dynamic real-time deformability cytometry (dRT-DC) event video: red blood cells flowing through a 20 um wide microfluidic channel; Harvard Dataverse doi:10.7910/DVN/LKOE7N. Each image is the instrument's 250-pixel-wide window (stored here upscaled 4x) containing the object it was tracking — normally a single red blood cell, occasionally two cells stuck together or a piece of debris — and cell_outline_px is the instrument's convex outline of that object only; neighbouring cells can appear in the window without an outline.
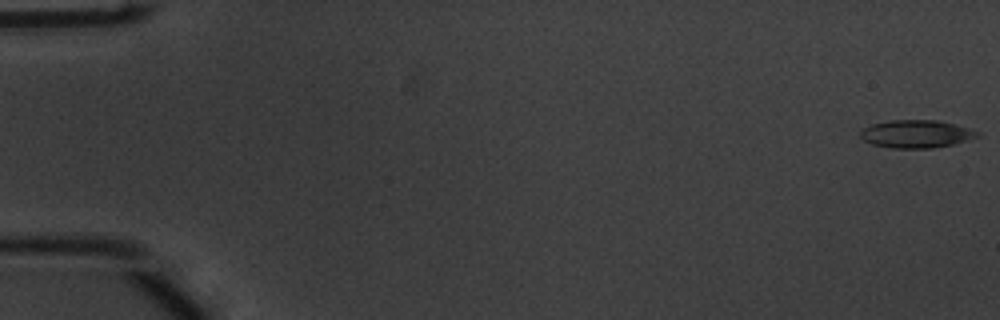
{"species": "common noctule bat (a hibernating species)", "species_latin": "Nyctalus noctula", "temperature_condition": "warm", "stored_images_in_passage": 54, "camera_frame_rate_fps": 3000, "um_per_image_px": 0.085, "animal": {"sex": "male", "body_mass_g": 20.1, "forearm_length_mm": 53.5}, "frame": {"image": 1, "passage_image": 1, "time_ms": 0.0, "image_size_px": [1000, 320], "cell_outline_px": [[980, 136], [952, 144], [932, 148], [892, 148], [872, 144], [864, 140], [860, 136], [860, 132], [864, 128], [872, 124], [888, 120], [936, 120], [968, 128], [980, 132]], "centroid_in_image_um": [77.86, 11.38], "position_along_channel_um": 7.1, "area_um2": 18.79}}
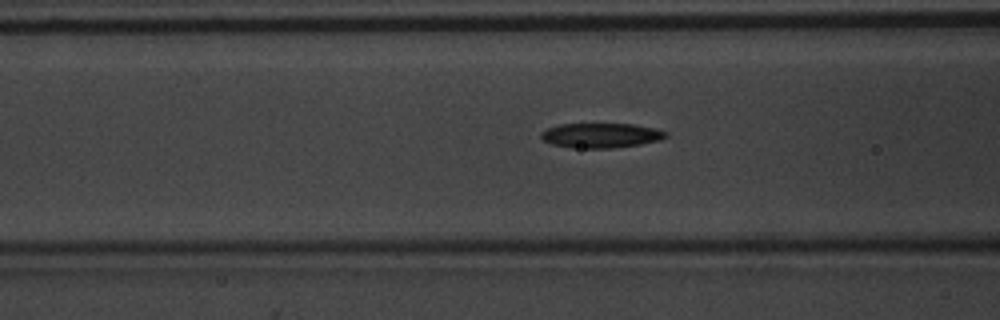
{"frame": {"image": 2, "passage_image": 22, "time_ms": 7.0, "image_size_px": [1000, 320], "cell_outline_px": [[668, 136], [656, 140], [640, 144], [612, 148], [572, 148], [552, 144], [544, 140], [540, 136], [540, 132], [548, 128], [560, 124], [632, 124], [656, 128], [668, 132]], "centroid_in_image_um": [51.07, 11.51], "position_along_channel_um": 115.5, "area_um2": 17.92}}
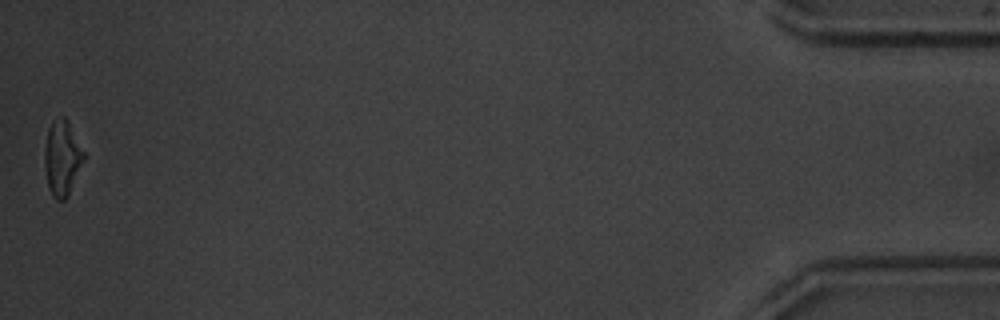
{"frame": {"image": 3, "passage_image": 54, "time_ms": 17.667, "image_size_px": [1000, 320], "cell_outline_px": [[84, 160], [68, 196], [64, 200], [56, 200], [52, 196], [48, 188], [44, 168], [44, 152], [48, 128], [52, 120], [56, 116], [64, 116], [84, 152]], "centroid_in_image_um": [5.25, 13.45], "position_along_channel_um": 430.0, "area_um2": 17.17}, "authors_computed_cell_mechanics": {"area_um2": 18.4382, "velocity_mm_per_s": 3.7933, "shape_relaxation_time_tau1_ms": 4.4195, "shape_relaxation_time_tau2_ms": 4.8469, "deformation_change_tau1": 0.1313, "deformation_change_tau2": 0.1551}}